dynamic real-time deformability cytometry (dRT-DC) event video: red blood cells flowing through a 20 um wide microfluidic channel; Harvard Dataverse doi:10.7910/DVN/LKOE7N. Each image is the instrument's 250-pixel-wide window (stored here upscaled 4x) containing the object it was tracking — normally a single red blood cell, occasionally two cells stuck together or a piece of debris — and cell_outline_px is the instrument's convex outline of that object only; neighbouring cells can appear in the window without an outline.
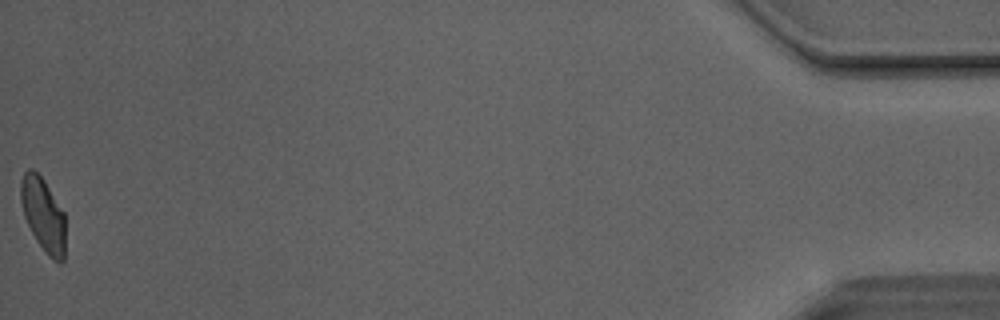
{"species": "Egyptian fruit bat (a non-hibernating species)", "species_latin": "Rousettus aegyptiacus", "temperature_condition": "room temperature", "stored_images_in_passage": 50, "camera_frame_rate_fps": 3000, "um_per_image_px": 0.085, "animal": {"sex": "male"}, "frame": {"image": 1, "passage_image": 50, "time_ms": 16.333, "image_size_px": [1000, 320], "cell_outline_px": [[64, 260], [60, 264], [52, 260], [44, 252], [36, 240], [24, 216], [20, 200], [20, 180], [24, 172], [28, 168], [32, 168], [44, 180], [64, 212]], "centroid_in_image_um": [3.66, 18.25], "position_along_channel_um": 431.5, "area_um2": 19.25}, "authors_computed_cell_mechanics": {"area_um2": 20.4034, "velocity_mm_per_s": 4.1109, "shape_relaxation_time_tau1_ms": 9.7222, "shape_relaxation_time_tau2_ms": 1.539, "deformation_change_tau1": 0.2023, "deformation_change_tau2": 0.075}}